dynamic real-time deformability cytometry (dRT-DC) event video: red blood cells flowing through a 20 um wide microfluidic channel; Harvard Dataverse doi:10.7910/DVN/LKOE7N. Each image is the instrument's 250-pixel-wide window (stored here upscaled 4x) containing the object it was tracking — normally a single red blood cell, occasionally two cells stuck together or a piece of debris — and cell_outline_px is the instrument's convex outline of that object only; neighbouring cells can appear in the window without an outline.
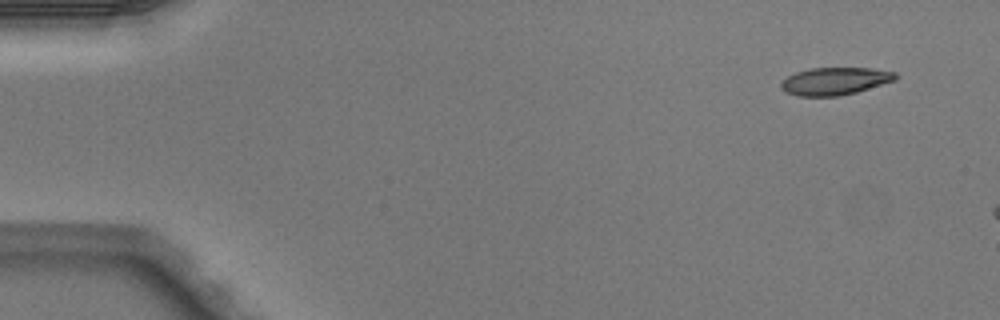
{"species": "Egyptian fruit bat (a non-hibernating species)", "species_latin": "Rousettus aegyptiacus", "temperature_condition": "warm", "stored_images_in_passage": 3, "camera_frame_rate_fps": 3000, "um_per_image_px": 0.085, "animal": {"sex": "male"}, "frame": {"image": 1, "passage_image": 1, "time_ms": 0.0, "image_size_px": [1000, 320], "cell_outline_px": [[896, 80], [856, 92], [836, 96], [796, 96], [784, 92], [780, 88], [780, 84], [788, 76], [796, 72], [812, 68], [872, 68], [896, 72]], "centroid_in_image_um": [70.95, 6.9], "position_along_channel_um": 14.1, "area_um2": 18.32}}